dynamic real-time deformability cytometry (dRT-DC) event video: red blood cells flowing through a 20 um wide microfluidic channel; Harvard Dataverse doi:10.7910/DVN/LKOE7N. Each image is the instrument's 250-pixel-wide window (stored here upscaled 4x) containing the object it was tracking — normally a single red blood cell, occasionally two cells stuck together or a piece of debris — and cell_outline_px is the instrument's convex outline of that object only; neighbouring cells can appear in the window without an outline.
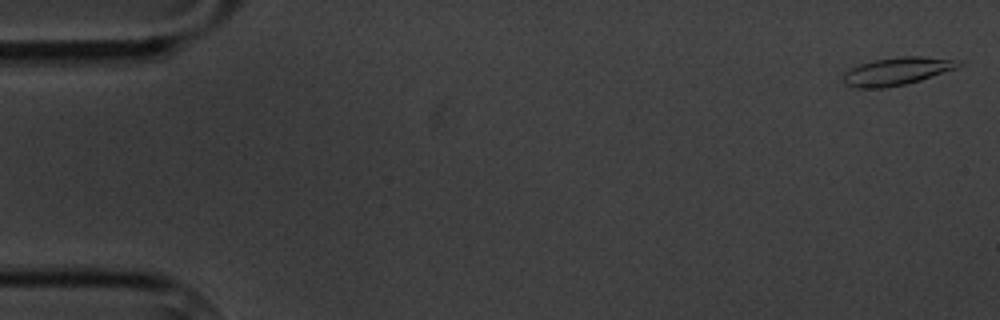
{"species": "common noctule bat (a hibernating species)", "species_latin": "Nyctalus noctula", "temperature_condition": "cold", "stored_images_in_passage": 6, "camera_frame_rate_fps": 3000, "um_per_image_px": 0.085, "animal": {"sex": "male", "body_mass_g": 20.1, "forearm_length_mm": 53.5}, "frame": {"image": 1, "passage_image": 1, "time_ms": 0.0, "image_size_px": [1000, 320], "cell_outline_px": [[964, 64], [956, 68], [920, 80], [904, 84], [884, 88], [856, 88], [844, 84], [844, 72], [860, 64], [876, 60], [900, 56], [920, 56], [964, 60]], "centroid_in_image_um": [76.28, 6.05], "position_along_channel_um": 8.7, "area_um2": 18.61}}
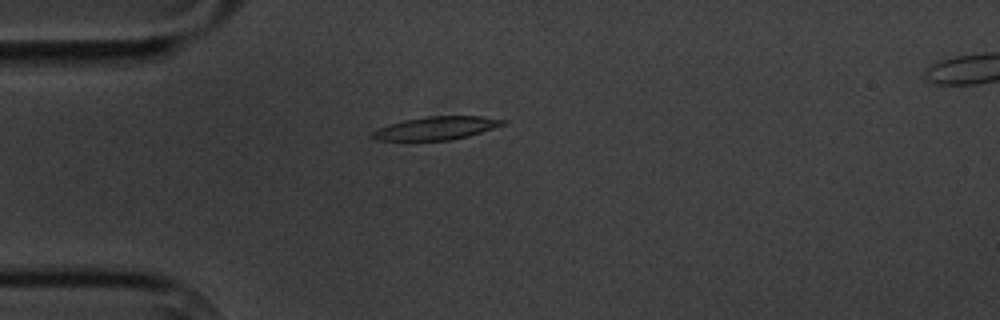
{"frame": {"image": 2, "passage_image": 5, "time_ms": 4.667, "image_size_px": [1000, 320], "cell_outline_px": [[508, 120], [504, 124], [468, 136], [452, 140], [376, 140], [368, 136], [372, 132], [388, 124], [404, 120], [428, 116], [484, 116]], "centroid_in_image_um": [37.07, 10.89], "position_along_channel_um": 47.9, "area_um2": 17.51}}